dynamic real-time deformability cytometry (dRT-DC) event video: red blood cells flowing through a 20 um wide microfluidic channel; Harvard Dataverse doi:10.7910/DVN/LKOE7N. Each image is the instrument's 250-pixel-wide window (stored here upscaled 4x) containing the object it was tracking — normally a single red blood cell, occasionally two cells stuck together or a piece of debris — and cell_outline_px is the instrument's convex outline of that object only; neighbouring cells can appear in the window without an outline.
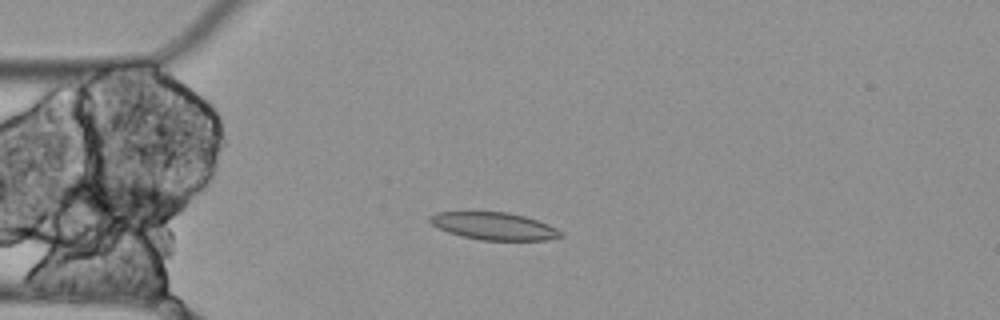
{"species": "Egyptian fruit bat (a non-hibernating species)", "species_latin": "Rousettus aegyptiacus", "temperature_condition": "cold", "stored_images_in_passage": 9, "camera_frame_rate_fps": 3000, "um_per_image_px": 0.085, "animal": {"sex": "female"}, "frame": {"image": 1, "passage_image": 4, "time_ms": 1.0, "image_size_px": [1000, 320], "cell_outline_px": [[564, 236], [548, 240], [480, 240], [460, 236], [448, 232], [432, 224], [428, 220], [428, 216], [436, 212], [508, 212], [524, 216], [548, 224], [564, 232]], "centroid_in_image_um": [42.0, 19.22], "position_along_channel_um": 43.0, "area_um2": 20.98}}
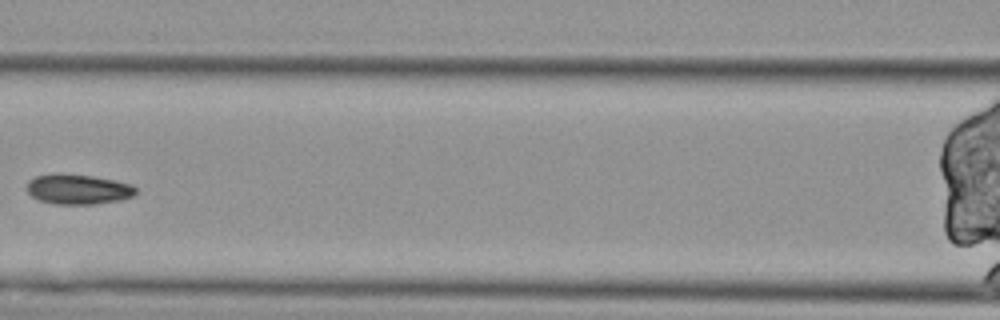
{"frame": {"image": 2, "passage_image": 7, "time_ms": 2.0, "image_size_px": [1000, 320], "cell_outline_px": [[136, 196], [120, 200], [96, 204], [56, 204], [40, 200], [32, 196], [28, 192], [28, 180], [36, 176], [56, 172], [60, 172], [92, 176], [116, 180], [132, 184], [136, 188]], "centroid_in_image_um": [6.67, 16.07], "position_along_channel_um": 159.9, "area_um2": 19.36}}
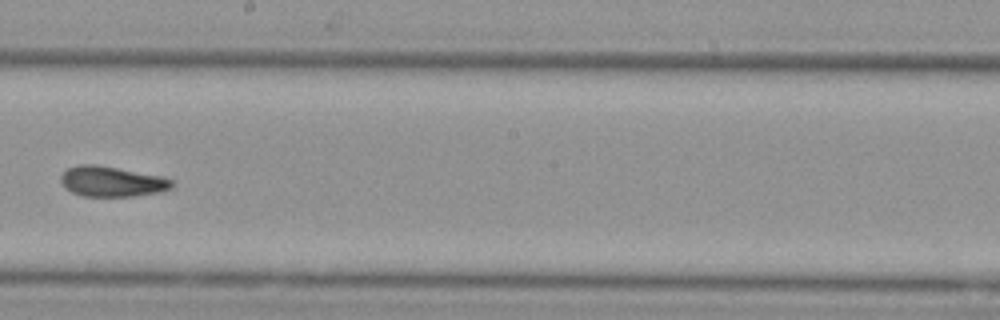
{"frame": {"image": 3, "passage_image": 9, "time_ms": 2.667, "image_size_px": [1000, 320], "cell_outline_px": [[176, 184], [172, 188], [160, 192], [132, 196], [84, 196], [72, 192], [64, 188], [60, 180], [60, 176], [68, 168], [80, 164], [96, 164], [160, 176], [172, 180]], "centroid_in_image_um": [9.5, 15.43], "position_along_channel_um": 238.7, "area_um2": 19.59}}